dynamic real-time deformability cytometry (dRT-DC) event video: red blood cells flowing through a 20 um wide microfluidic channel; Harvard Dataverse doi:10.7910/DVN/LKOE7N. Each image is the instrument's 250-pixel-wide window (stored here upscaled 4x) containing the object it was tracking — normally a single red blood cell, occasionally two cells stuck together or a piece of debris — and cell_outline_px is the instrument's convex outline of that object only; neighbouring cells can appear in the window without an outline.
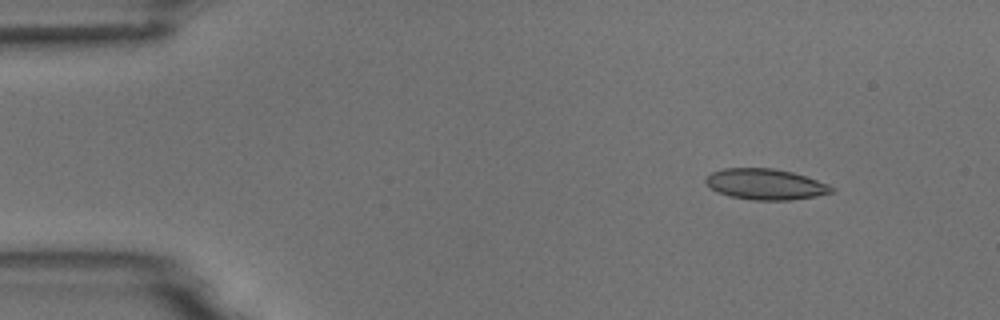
{"species": "common noctule bat (a hibernating species)", "species_latin": "Nyctalus noctula", "temperature_condition": "room temperature", "stored_images_in_passage": 5, "camera_frame_rate_fps": 3000, "um_per_image_px": 0.085, "animal": {"sex": "male", "body_mass_g": 18.8}, "frame": {"image": 1, "passage_image": 2, "time_ms": 1.333, "image_size_px": [1000, 320], "cell_outline_px": [[832, 192], [816, 196], [792, 200], [752, 200], [728, 196], [704, 184], [704, 180], [712, 172], [724, 168], [772, 168], [792, 172], [828, 184], [832, 188]], "centroid_in_image_um": [65.03, 15.66], "position_along_channel_um": 20.0, "area_um2": 22.43}}
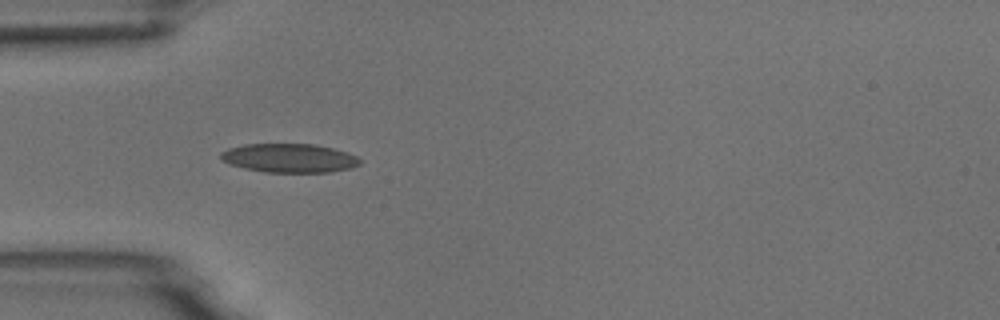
{"frame": {"image": 2, "passage_image": 5, "time_ms": 4.667, "image_size_px": [1000, 320], "cell_outline_px": [[360, 164], [352, 168], [332, 172], [264, 172], [244, 168], [228, 164], [220, 160], [220, 152], [228, 148], [244, 144], [312, 144], [332, 148], [348, 152], [356, 156], [360, 160]], "centroid_in_image_um": [24.56, 13.44], "position_along_channel_um": 60.4, "area_um2": 23.58}}